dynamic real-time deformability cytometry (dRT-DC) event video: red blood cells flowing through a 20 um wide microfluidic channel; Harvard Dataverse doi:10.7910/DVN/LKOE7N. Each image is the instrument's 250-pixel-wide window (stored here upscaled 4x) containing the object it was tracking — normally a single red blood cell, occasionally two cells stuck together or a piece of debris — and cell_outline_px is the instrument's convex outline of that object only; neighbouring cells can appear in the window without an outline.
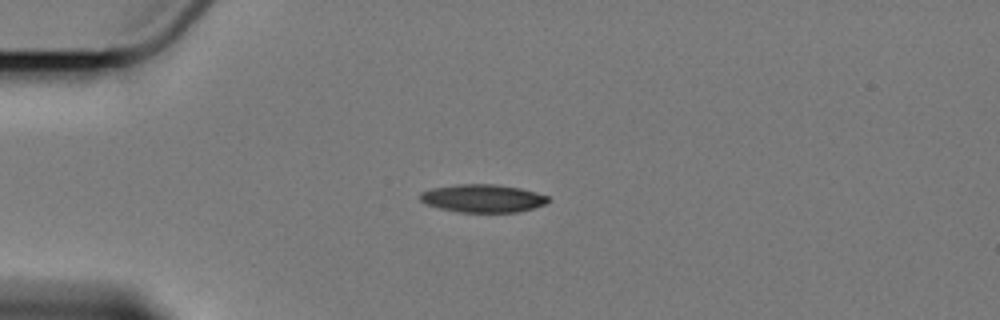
{"species": "Egyptian fruit bat (a non-hibernating species)", "species_latin": "Rousettus aegyptiacus", "temperature_condition": "cold", "stored_images_in_passage": 5, "camera_frame_rate_fps": 3000, "um_per_image_px": 0.085, "animal": {"sex": "female"}, "frame": {"image": 1, "passage_image": 5, "time_ms": 5.667, "image_size_px": [1000, 320], "cell_outline_px": [[552, 200], [544, 204], [532, 208], [516, 212], [460, 212], [440, 208], [424, 204], [420, 200], [420, 192], [432, 188], [456, 184], [496, 184], [520, 188], [536, 192], [548, 196]], "centroid_in_image_um": [41.02, 16.85], "position_along_channel_um": 44.0, "area_um2": 20.92}}